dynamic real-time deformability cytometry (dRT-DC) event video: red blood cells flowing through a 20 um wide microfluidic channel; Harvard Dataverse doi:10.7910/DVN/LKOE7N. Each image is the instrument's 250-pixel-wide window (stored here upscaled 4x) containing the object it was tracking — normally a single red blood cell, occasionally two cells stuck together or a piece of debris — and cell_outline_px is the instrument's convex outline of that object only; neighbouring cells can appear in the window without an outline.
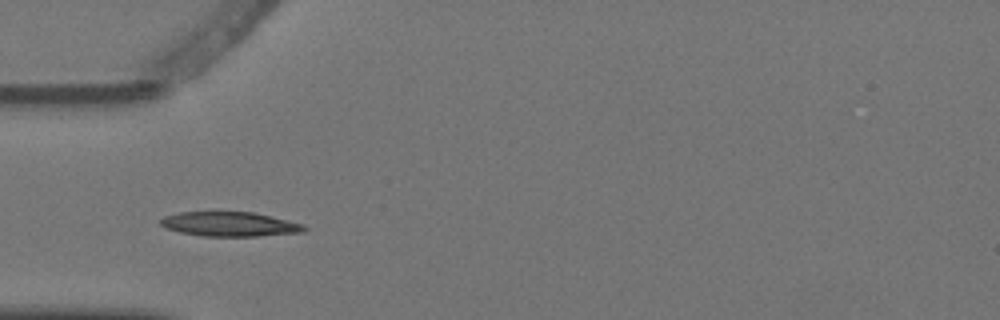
{"species": "Egyptian fruit bat (a non-hibernating species)", "species_latin": "Rousettus aegyptiacus", "temperature_condition": "warm", "stored_images_in_passage": 4, "camera_frame_rate_fps": 3000, "um_per_image_px": 0.085, "animal": {"sex": "female"}, "frame": {"image": 1, "passage_image": 3, "time_ms": 0.667, "image_size_px": [1000, 320], "cell_outline_px": [[308, 228], [304, 232], [260, 236], [204, 236], [180, 232], [164, 228], [160, 224], [160, 220], [164, 216], [180, 212], [252, 212], [288, 220], [304, 224]], "centroid_in_image_um": [19.54, 19.05], "position_along_channel_um": 65.5, "area_um2": 20.52}}